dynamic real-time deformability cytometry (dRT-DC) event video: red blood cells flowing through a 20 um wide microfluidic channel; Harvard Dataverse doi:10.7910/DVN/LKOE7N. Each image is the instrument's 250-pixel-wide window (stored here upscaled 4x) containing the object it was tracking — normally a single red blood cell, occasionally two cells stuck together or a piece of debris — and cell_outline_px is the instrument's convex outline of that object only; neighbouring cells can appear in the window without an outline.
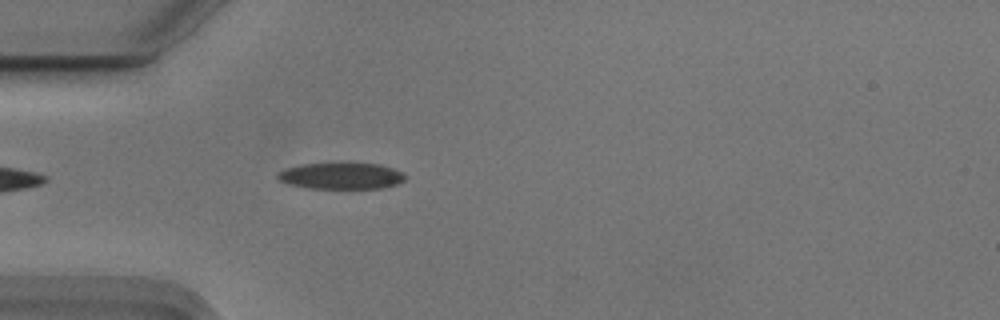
{"species": "Egyptian fruit bat (a non-hibernating species)", "species_latin": "Rousettus aegyptiacus", "temperature_condition": "cold", "stored_images_in_passage": 30, "camera_frame_rate_fps": 3000, "um_per_image_px": 0.085, "animal": {"sex": "male"}, "frame": {"image": 1, "passage_image": 1, "time_ms": 0.0, "image_size_px": [1000, 320], "cell_outline_px": [[408, 176], [404, 180], [396, 184], [380, 188], [308, 188], [288, 184], [280, 180], [276, 176], [276, 172], [300, 164], [380, 164], [392, 168]], "centroid_in_image_um": [28.98, 14.96], "position_along_channel_um": 56.0, "area_um2": 19.31}}
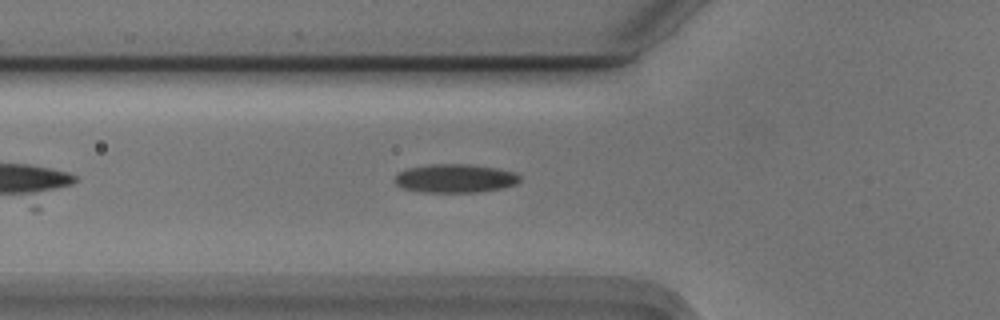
{"frame": {"image": 2, "passage_image": 4, "time_ms": 1.0, "image_size_px": [1000, 320], "cell_outline_px": [[520, 180], [516, 184], [504, 188], [480, 192], [420, 192], [404, 188], [396, 184], [396, 176], [400, 172], [408, 168], [428, 164], [468, 164], [496, 168], [512, 172], [520, 176]], "centroid_in_image_um": [38.7, 15.16], "position_along_channel_um": 87.1, "area_um2": 20.75}}